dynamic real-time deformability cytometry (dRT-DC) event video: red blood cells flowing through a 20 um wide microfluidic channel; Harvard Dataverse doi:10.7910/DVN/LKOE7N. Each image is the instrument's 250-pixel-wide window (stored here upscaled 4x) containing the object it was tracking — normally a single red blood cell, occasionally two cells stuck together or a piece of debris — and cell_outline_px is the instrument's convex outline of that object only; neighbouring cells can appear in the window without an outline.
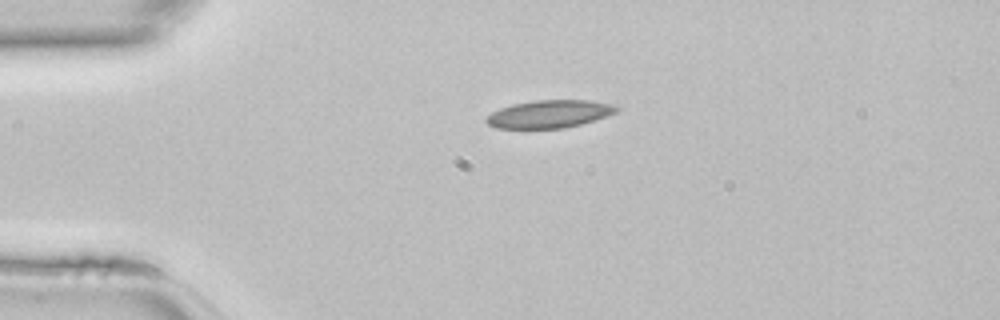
{"species": "common noctule bat (a hibernating species)", "species_latin": "Nyctalus noctula", "temperature_condition": "room temperature", "stored_images_in_passage": 36, "camera_frame_rate_fps": 3000, "um_per_image_px": 0.085, "animal": {"sex": "female", "body_mass_g": 22.7, "forearm_length_mm": 54.2}, "frame": {"image": 1, "passage_image": 1, "time_ms": 0.0, "image_size_px": [1000, 320], "cell_outline_px": [[620, 108], [616, 112], [608, 116], [580, 124], [564, 128], [496, 128], [488, 124], [484, 120], [492, 112], [500, 108], [512, 104], [536, 100], [588, 100], [612, 104]], "centroid_in_image_um": [46.7, 9.68], "position_along_channel_um": 38.3, "area_um2": 20.98}}
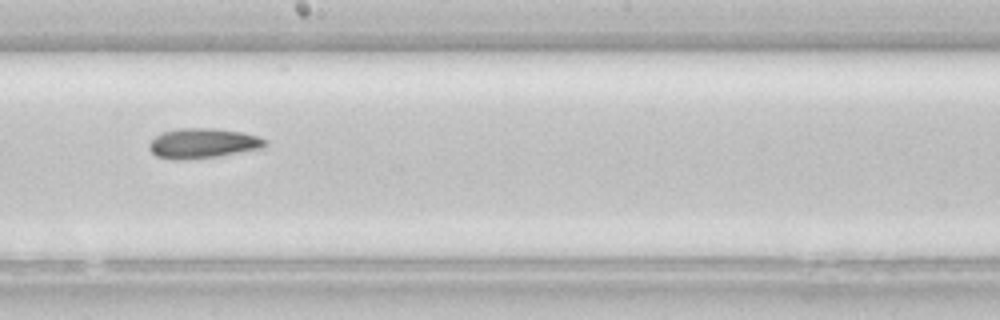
{"frame": {"image": 2, "passage_image": 16, "time_ms": 5.0, "image_size_px": [1000, 320], "cell_outline_px": [[268, 144], [264, 148], [220, 156], [184, 160], [172, 160], [156, 156], [148, 148], [148, 144], [156, 136], [164, 132], [180, 128], [212, 128], [240, 132], [256, 136], [264, 140]], "centroid_in_image_um": [17.22, 12.2], "position_along_channel_um": 231.0, "area_um2": 20.23}}
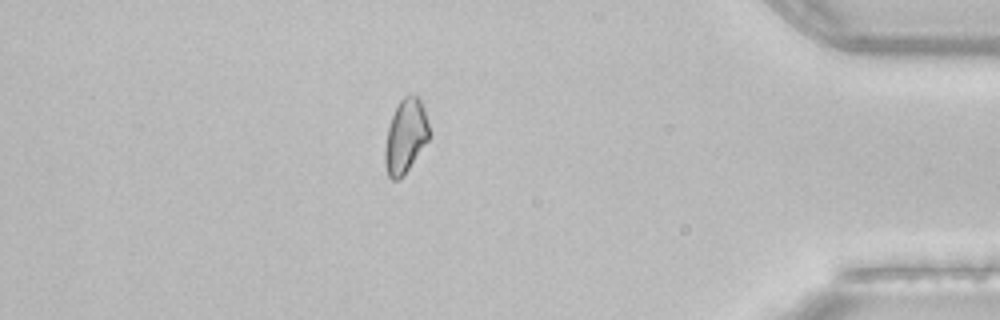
{"frame": {"image": 3, "passage_image": 30, "time_ms": 9.667, "image_size_px": [1000, 320], "cell_outline_px": [[432, 136], [404, 176], [396, 180], [392, 180], [388, 176], [384, 164], [384, 148], [388, 128], [392, 116], [400, 100], [404, 96], [416, 96], [420, 100], [424, 108], [432, 132]], "centroid_in_image_um": [34.5, 11.62], "position_along_channel_um": 400.7, "area_um2": 19.42}}